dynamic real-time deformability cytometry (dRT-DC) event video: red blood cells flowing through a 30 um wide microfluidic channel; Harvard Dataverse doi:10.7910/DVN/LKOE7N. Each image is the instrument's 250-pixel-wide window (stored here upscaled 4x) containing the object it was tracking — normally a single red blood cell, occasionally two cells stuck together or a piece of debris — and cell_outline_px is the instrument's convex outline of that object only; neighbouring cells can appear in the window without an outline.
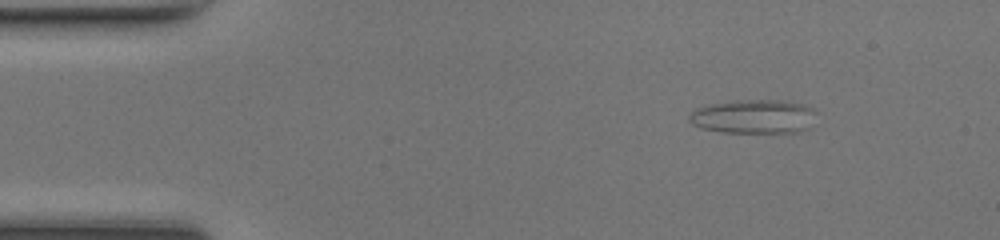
{"species": "common noctule bat (a hibernating species)", "species_latin": "Nyctalus noctula", "temperature_condition": "room temperature", "stored_images_in_passage": 43, "camera_frame_rate_fps": 3000, "um_per_image_px": 0.085, "animal": {"sex": "female", "body_mass_g": 17.0, "forearm_length_mm": 48.0}, "frame": {"image": 1, "passage_image": 1, "time_ms": 0.0, "image_size_px": [1000, 240], "cell_outline_px": [[816, 112], [812, 128], [800, 132], [720, 132], [700, 128], [692, 124], [688, 120], [688, 116], [696, 108], [704, 104], [736, 100], [784, 100], [804, 104], [812, 108]], "centroid_in_image_um": [64.07, 9.9], "position_along_channel_um": 20.9, "area_um2": 25.72}}
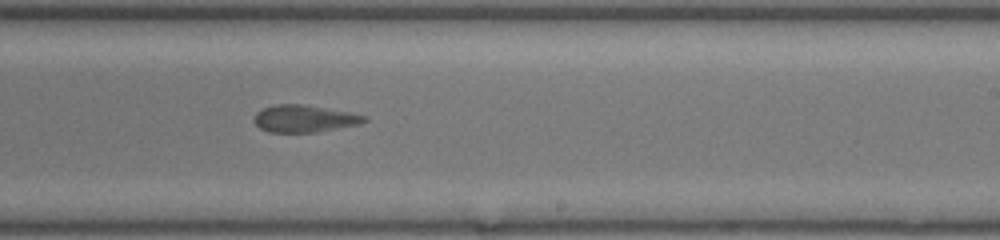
{"frame": {"image": 2, "passage_image": 24, "time_ms": 7.667, "image_size_px": [1000, 240], "cell_outline_px": [[368, 120], [360, 124], [316, 132], [268, 132], [260, 128], [252, 120], [252, 116], [256, 112], [264, 108], [276, 104], [300, 104], [348, 112], [368, 116]], "centroid_in_image_um": [25.84, 10.09], "position_along_channel_um": 263.2, "area_um2": 17.4}}
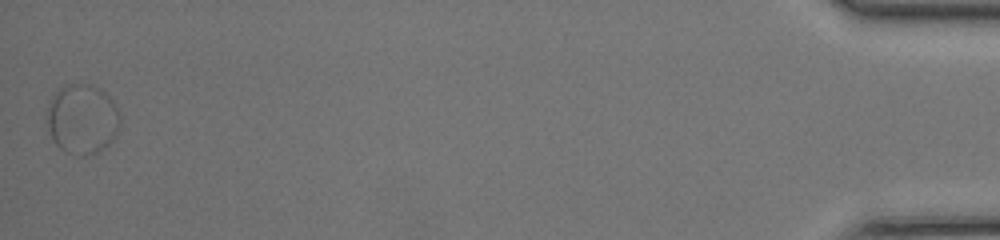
{"frame": {"image": 3, "passage_image": 43, "time_ms": 14.0, "image_size_px": [1000, 240], "cell_outline_px": [[120, 124], [112, 140], [108, 144], [96, 152], [84, 156], [80, 156], [80, 84], [92, 84], [100, 88], [116, 104], [120, 116]], "centroid_in_image_um": [8.21, 10.14], "position_along_channel_um": 427.0, "area_um2": 15.9}, "authors_computed_cell_mechanics": {"area_um2": 17.4556, "velocity_mm_per_s": 4.2354, "shape_relaxation_time_tau1_ms": null, "shape_relaxation_time_tau2_ms": 2.7843, "deformation_change_tau1": null, "deformation_change_tau2": 0.0858}}